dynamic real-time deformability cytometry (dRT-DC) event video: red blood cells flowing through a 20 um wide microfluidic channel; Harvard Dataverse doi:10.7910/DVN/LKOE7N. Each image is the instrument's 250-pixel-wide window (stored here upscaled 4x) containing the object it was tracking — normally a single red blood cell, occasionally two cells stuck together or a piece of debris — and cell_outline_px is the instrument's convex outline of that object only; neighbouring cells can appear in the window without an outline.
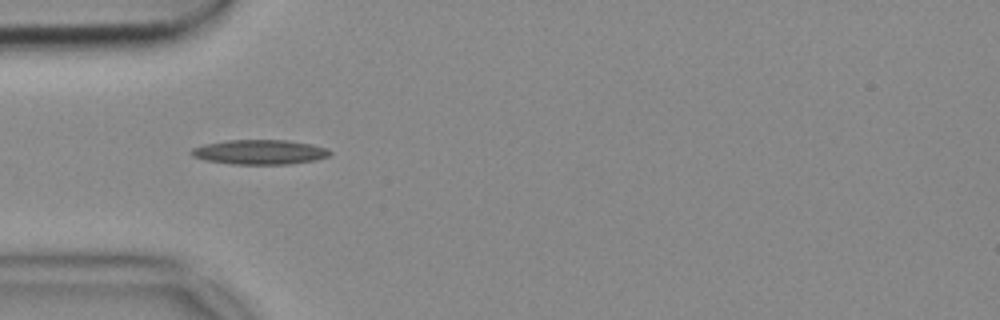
{"species": "common noctule bat (a hibernating species)", "species_latin": "Nyctalus noctula", "temperature_condition": "cold", "stored_images_in_passage": 8, "camera_frame_rate_fps": 3000, "um_per_image_px": 0.085, "animal": {"sex": "female", "body_mass_g": 18.4}, "frame": {"image": 1, "passage_image": 4, "time_ms": 1.0, "image_size_px": [1000, 320], "cell_outline_px": [[332, 152], [328, 156], [316, 160], [288, 164], [232, 164], [204, 160], [192, 156], [188, 152], [192, 148], [204, 144], [228, 140], [288, 140], [312, 144], [328, 148]], "centroid_in_image_um": [22.07, 12.92], "position_along_channel_um": 62.9, "area_um2": 20.06}}